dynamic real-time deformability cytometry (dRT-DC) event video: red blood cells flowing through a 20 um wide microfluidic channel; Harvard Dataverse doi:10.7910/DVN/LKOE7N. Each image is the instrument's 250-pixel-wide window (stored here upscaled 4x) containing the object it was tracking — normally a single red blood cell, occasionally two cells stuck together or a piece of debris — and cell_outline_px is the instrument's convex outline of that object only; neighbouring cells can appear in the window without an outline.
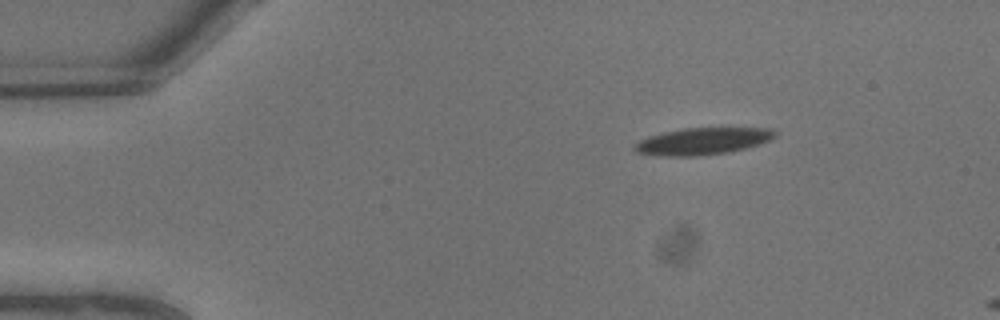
{"species": "common noctule bat (a hibernating species)", "species_latin": "Nyctalus noctula", "temperature_condition": "warm", "stored_images_in_passage": 2, "camera_frame_rate_fps": 3000, "um_per_image_px": 0.085, "animal": {"sex": "male", "body_mass_g": 13.3}, "frame": {"image": 1, "passage_image": 1, "time_ms": 0.0, "image_size_px": [1000, 320], "cell_outline_px": [[776, 136], [760, 144], [728, 152], [700, 156], [656, 156], [636, 152], [632, 148], [640, 140], [648, 136], [664, 132], [684, 128], [772, 128], [776, 132]], "centroid_in_image_um": [59.7, 12.01], "position_along_channel_um": 25.3, "area_um2": 22.02}}